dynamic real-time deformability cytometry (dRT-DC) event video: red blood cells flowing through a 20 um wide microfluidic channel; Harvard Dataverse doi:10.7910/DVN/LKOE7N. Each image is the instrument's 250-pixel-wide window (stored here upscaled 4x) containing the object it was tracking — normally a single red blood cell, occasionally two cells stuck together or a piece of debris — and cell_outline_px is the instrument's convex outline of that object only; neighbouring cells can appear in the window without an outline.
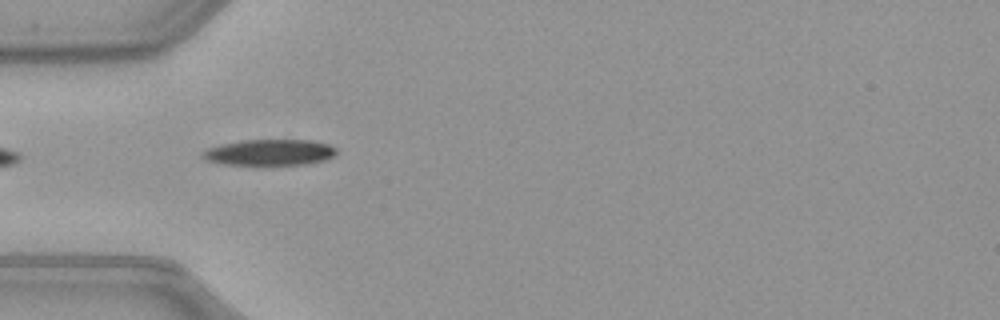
{"species": "common noctule bat (a hibernating species)", "species_latin": "Nyctalus noctula", "temperature_condition": "warm", "stored_images_in_passage": 33, "camera_frame_rate_fps": 3000, "um_per_image_px": 0.085, "animal": {"sex": "female", "body_mass_g": 21.9}, "frame": {"image": 1, "passage_image": 1, "time_ms": 0.0, "image_size_px": [1000, 320], "cell_outline_px": [[336, 152], [332, 156], [324, 160], [304, 164], [224, 164], [208, 160], [200, 156], [208, 148], [220, 144], [244, 140], [312, 140], [328, 144], [336, 148]], "centroid_in_image_um": [22.92, 12.94], "position_along_channel_um": 62.1, "area_um2": 19.94}}
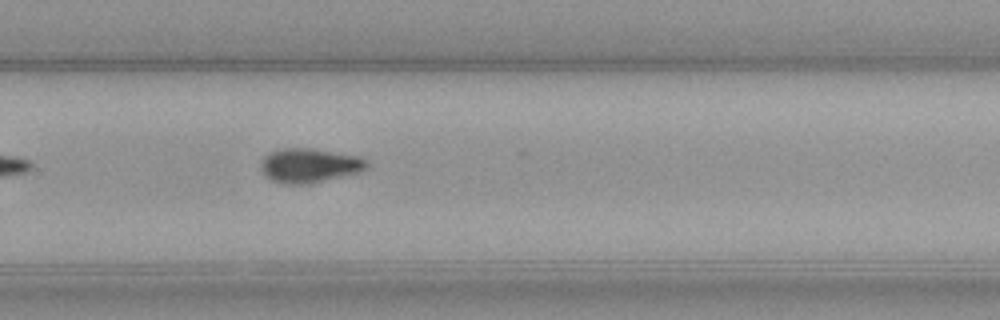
{"frame": {"image": 2, "passage_image": 19, "time_ms": 6.0, "image_size_px": [1000, 320], "cell_outline_px": [[368, 168], [360, 172], [304, 184], [284, 184], [272, 180], [260, 168], [260, 164], [264, 156], [268, 152], [284, 148], [312, 148], [360, 156], [368, 160]], "centroid_in_image_um": [26.32, 14.04], "position_along_channel_um": 303.5, "area_um2": 21.1}, "authors_computed_cell_mechanics": {"area_um2": 21.097, "velocity_mm_per_s": 4.0374, "shape_relaxation_time_tau1_ms": 3.5273, "shape_relaxation_time_tau2_ms": null, "deformation_change_tau1": 0.1761, "deformation_change_tau2": null}}